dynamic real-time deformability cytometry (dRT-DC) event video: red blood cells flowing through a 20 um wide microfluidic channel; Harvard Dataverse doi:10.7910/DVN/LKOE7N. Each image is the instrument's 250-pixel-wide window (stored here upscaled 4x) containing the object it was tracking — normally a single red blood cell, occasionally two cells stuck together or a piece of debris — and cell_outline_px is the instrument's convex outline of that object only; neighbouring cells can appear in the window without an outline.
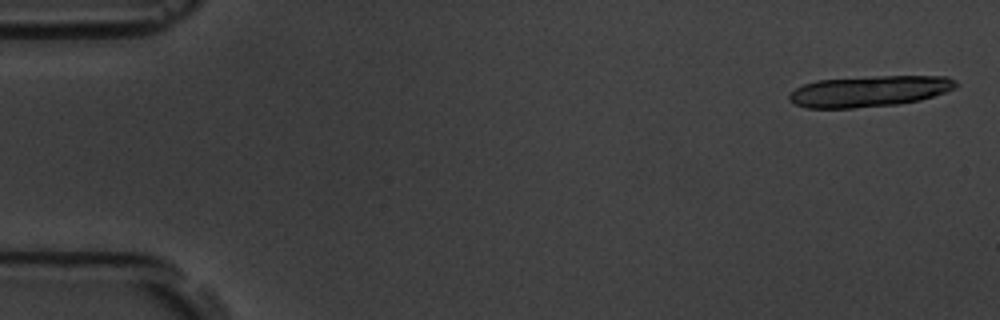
{"species": "common noctule bat (a hibernating species)", "species_latin": "Nyctalus noctula", "temperature_condition": "room temperature", "stored_images_in_passage": 6, "camera_frame_rate_fps": 3000, "um_per_image_px": 0.085, "animal": {"sex": "male", "body_mass_g": 19.5, "forearm_length_mm": 54.6}, "frame": {"image": 1, "passage_image": 1, "time_ms": 0.0, "image_size_px": [1000, 320], "cell_outline_px": [[956, 88], [920, 100], [900, 104], [852, 108], [804, 108], [788, 100], [788, 96], [796, 88], [804, 84], [816, 80], [876, 76], [948, 76], [956, 80]], "centroid_in_image_um": [73.88, 7.75], "position_along_channel_um": 11.1, "area_um2": 30.17}}